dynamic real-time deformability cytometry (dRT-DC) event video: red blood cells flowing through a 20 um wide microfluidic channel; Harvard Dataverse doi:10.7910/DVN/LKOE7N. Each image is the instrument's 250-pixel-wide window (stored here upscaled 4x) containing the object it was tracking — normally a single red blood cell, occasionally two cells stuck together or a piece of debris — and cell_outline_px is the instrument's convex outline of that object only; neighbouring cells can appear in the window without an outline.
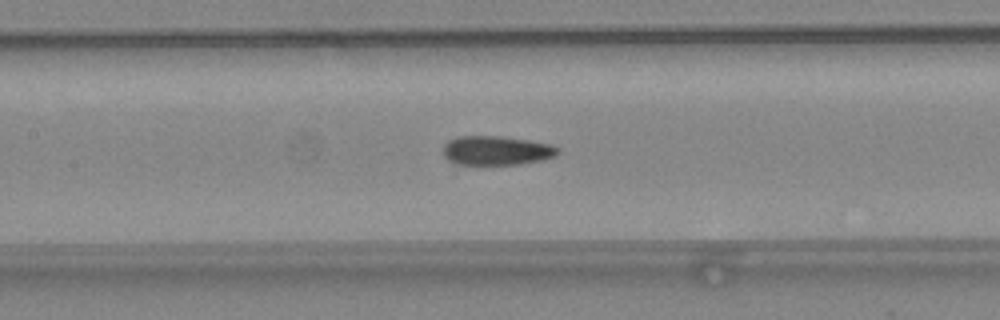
{"species": "common noctule bat (a hibernating species)", "species_latin": "Nyctalus noctula", "temperature_condition": "warm", "stored_images_in_passage": 36, "camera_frame_rate_fps": 3000, "um_per_image_px": 0.085, "animal": {"sex": "female", "body_mass_g": 24.6, "forearm_length_mm": 56.2}, "frame": {"image": 1, "passage_image": 13, "time_ms": 4.0, "image_size_px": [1000, 320], "cell_outline_px": [[560, 152], [556, 156], [544, 160], [520, 164], [456, 164], [448, 160], [444, 156], [444, 144], [448, 140], [456, 136], [500, 136], [528, 140], [552, 144], [560, 148]], "centroid_in_image_um": [42.23, 12.79], "position_along_channel_um": 165.2, "area_um2": 19.71}}
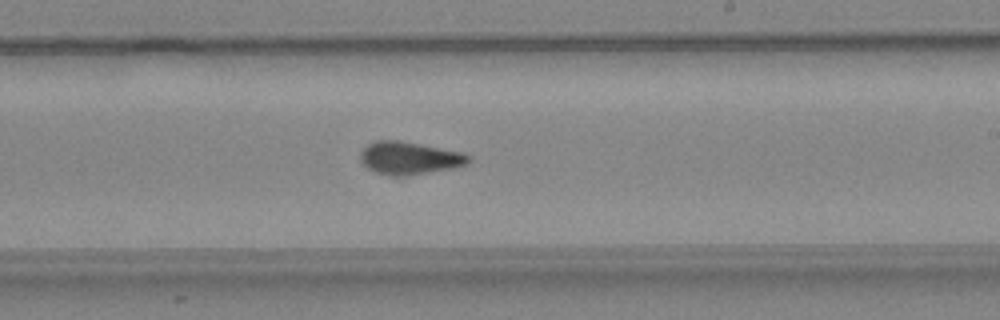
{"frame": {"image": 2, "passage_image": 19, "time_ms": 6.0, "image_size_px": [1000, 320], "cell_outline_px": [[472, 156], [468, 164], [452, 168], [404, 176], [392, 176], [376, 172], [368, 168], [360, 160], [360, 152], [368, 144], [376, 140], [400, 140], [464, 152]], "centroid_in_image_um": [34.82, 13.42], "position_along_channel_um": 254.2, "area_um2": 20.69}}
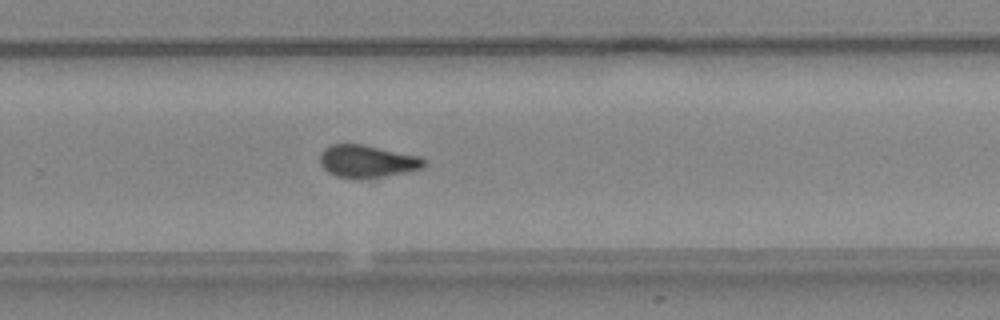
{"frame": {"image": 3, "passage_image": 22, "time_ms": 7.0, "image_size_px": [1000, 320], "cell_outline_px": [[424, 168], [368, 180], [336, 176], [328, 172], [320, 164], [320, 152], [328, 144], [364, 144], [420, 156], [424, 160]], "centroid_in_image_um": [31.19, 13.71], "position_along_channel_um": 298.6, "area_um2": 20.06}}